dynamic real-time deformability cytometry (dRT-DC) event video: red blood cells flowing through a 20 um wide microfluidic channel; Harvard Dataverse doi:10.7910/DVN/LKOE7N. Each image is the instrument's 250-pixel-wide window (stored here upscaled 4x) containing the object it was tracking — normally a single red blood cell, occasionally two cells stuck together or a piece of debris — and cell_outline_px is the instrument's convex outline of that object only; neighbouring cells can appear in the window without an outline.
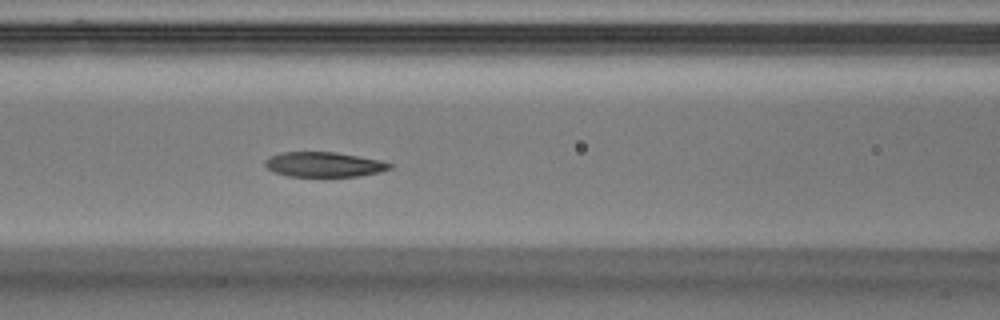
{"species": "Egyptian fruit bat (a non-hibernating species)", "species_latin": "Rousettus aegyptiacus", "temperature_condition": "warm", "stored_images_in_passage": 50, "camera_frame_rate_fps": 3000, "um_per_image_px": 0.085, "animal": {"sex": "male"}, "frame": {"image": 1, "passage_image": 21, "time_ms": 6.667, "image_size_px": [1000, 320], "cell_outline_px": [[392, 168], [376, 172], [356, 176], [288, 176], [276, 172], [268, 168], [264, 164], [264, 160], [280, 152], [336, 152], [380, 160], [392, 164]], "centroid_in_image_um": [27.51, 13.97], "position_along_channel_um": 139.1, "area_um2": 17.8}}
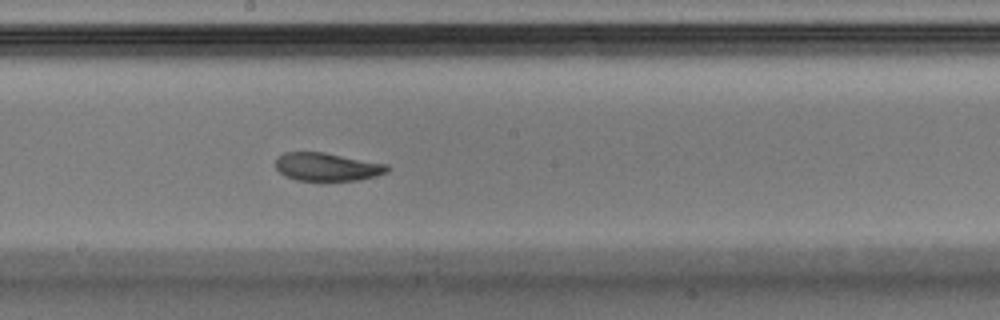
{"frame": {"image": 2, "passage_image": 27, "time_ms": 8.667, "image_size_px": [1000, 320], "cell_outline_px": [[392, 168], [388, 172], [376, 176], [360, 180], [324, 184], [296, 180], [280, 172], [276, 168], [276, 160], [284, 152], [324, 152], [388, 164]], "centroid_in_image_um": [27.86, 14.24], "position_along_channel_um": 220.3, "area_um2": 19.19}}
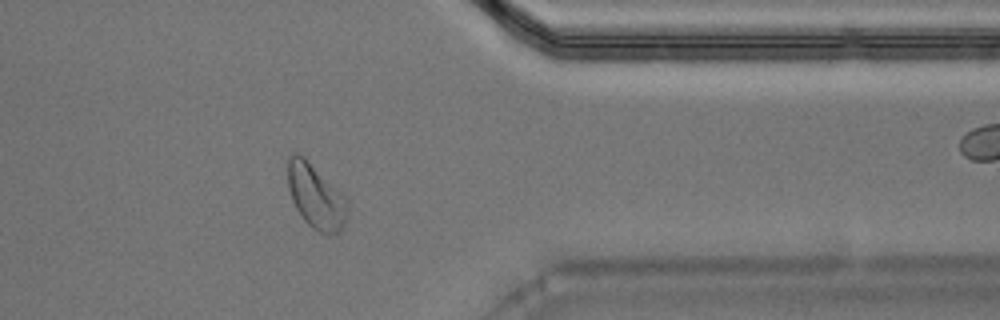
{"frame": {"image": 3, "passage_image": 40, "time_ms": 13.0, "image_size_px": [1000, 320], "cell_outline_px": [[348, 216], [340, 232], [328, 236], [312, 228], [304, 220], [296, 208], [292, 200], [288, 188], [284, 160], [292, 152], [296, 152], [304, 156], [344, 196], [348, 204]], "centroid_in_image_um": [26.79, 16.66], "position_along_channel_um": 384.6, "area_um2": 22.95}, "authors_computed_cell_mechanics": {"area_um2": 19.2763, "velocity_mm_per_s": 4.0757, "shape_relaxation_time_tau1_ms": 4.6719, "shape_relaxation_time_tau2_ms": 2.0834, "deformation_change_tau1": 0.1617, "deformation_change_tau2": 0.0822}}